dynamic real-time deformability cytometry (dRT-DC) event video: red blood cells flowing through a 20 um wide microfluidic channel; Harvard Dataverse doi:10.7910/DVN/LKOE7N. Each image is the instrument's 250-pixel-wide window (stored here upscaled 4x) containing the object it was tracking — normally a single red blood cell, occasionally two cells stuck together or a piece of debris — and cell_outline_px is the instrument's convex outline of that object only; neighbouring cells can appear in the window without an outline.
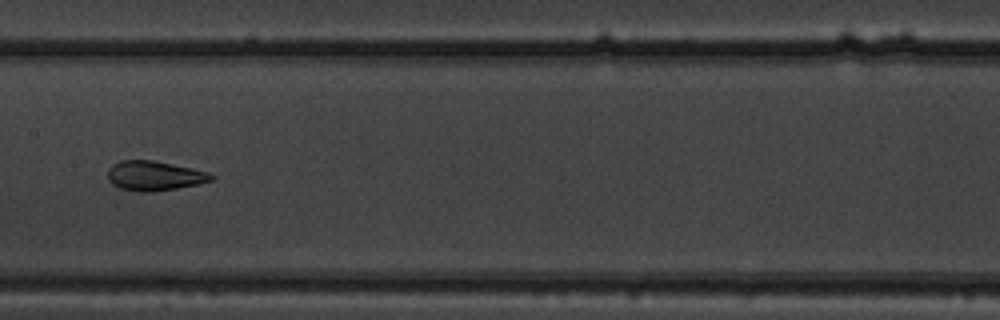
{"species": "common noctule bat (a hibernating species)", "species_latin": "Nyctalus noctula", "temperature_condition": "warm", "stored_images_in_passage": 49, "camera_frame_rate_fps": 3000, "um_per_image_px": 0.085, "animal": {"sex": "male", "body_mass_g": 19.5, "forearm_length_mm": 54.6}, "frame": {"image": 1, "passage_image": 25, "time_ms": 8.0, "image_size_px": [1000, 320], "cell_outline_px": [[216, 176], [212, 180], [200, 184], [152, 192], [144, 192], [120, 188], [112, 184], [108, 180], [108, 168], [112, 164], [120, 160], [152, 160], [192, 168], [208, 172]], "centroid_in_image_um": [13.12, 14.94], "position_along_channel_um": 194.3, "area_um2": 17.92}}
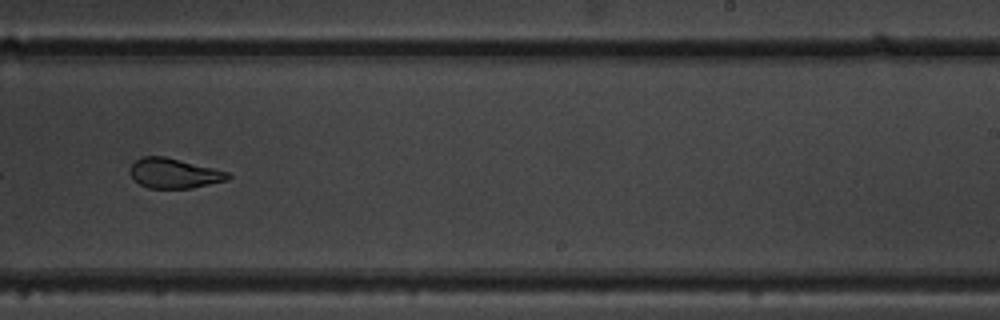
{"frame": {"image": 2, "passage_image": 31, "time_ms": 10.0, "image_size_px": [1000, 320], "cell_outline_px": [[232, 176], [228, 180], [192, 188], [148, 188], [140, 184], [128, 172], [132, 164], [136, 160], [144, 156], [164, 156], [228, 172]], "centroid_in_image_um": [14.79, 14.73], "position_along_channel_um": 274.2, "area_um2": 16.88}}
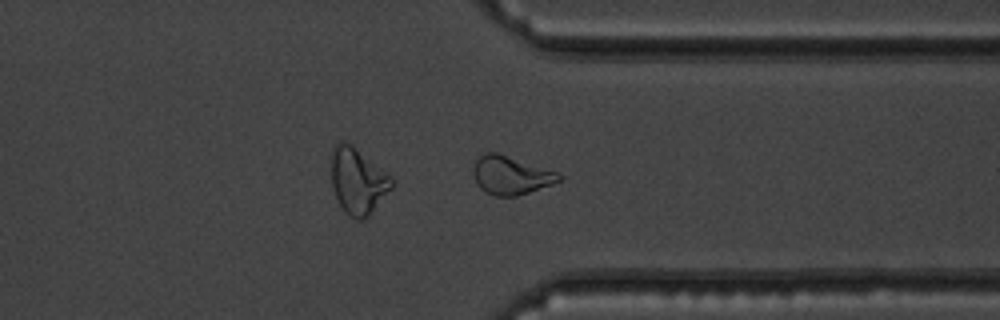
{"frame": {"image": 3, "passage_image": 38, "time_ms": 12.333, "image_size_px": [1000, 320], "cell_outline_px": [[564, 176], [560, 180], [552, 184], [516, 196], [496, 196], [484, 192], [476, 184], [472, 172], [472, 168], [476, 160], [480, 156], [488, 152], [496, 152], [560, 172]], "centroid_in_image_um": [43.42, 14.89], "position_along_channel_um": 368.0, "area_um2": 19.31}, "authors_computed_cell_mechanics": {"area_um2": 20.4034, "velocity_mm_per_s": 4.0221, "shape_relaxation_time_tau1_ms": 7.7447, "shape_relaxation_time_tau2_ms": 1.2056, "deformation_change_tau1": 0.1744, "deformation_change_tau2": 0.0752}}